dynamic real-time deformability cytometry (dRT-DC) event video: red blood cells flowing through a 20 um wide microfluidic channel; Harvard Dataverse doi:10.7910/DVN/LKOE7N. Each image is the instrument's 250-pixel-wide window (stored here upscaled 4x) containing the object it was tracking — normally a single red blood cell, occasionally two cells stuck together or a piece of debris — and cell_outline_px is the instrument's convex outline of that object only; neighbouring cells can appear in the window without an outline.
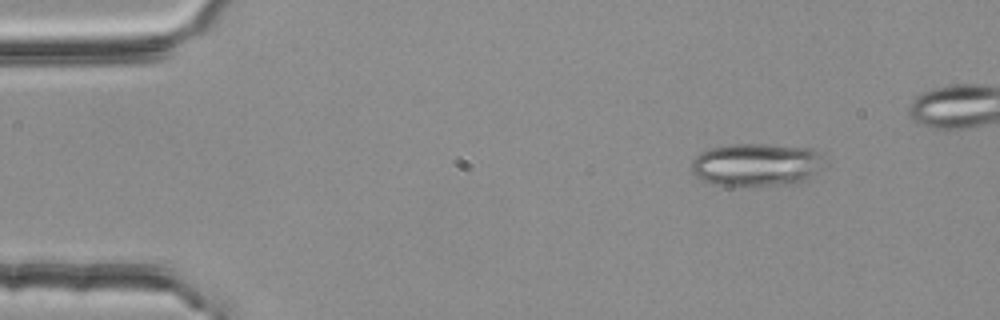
{"species": "common noctule bat (a hibernating species)", "species_latin": "Nyctalus noctula", "temperature_condition": "room temperature", "stored_images_in_passage": 49, "camera_frame_rate_fps": 3000, "um_per_image_px": 0.085, "animal": {"sex": "female", "body_mass_g": 25.1}, "frame": {"image": 1, "passage_image": 1, "time_ms": 0.0, "image_size_px": [1000, 320], "cell_outline_px": [[824, 160], [820, 168], [816, 172], [804, 180], [792, 184], [708, 184], [700, 180], [692, 172], [692, 160], [700, 152], [708, 148], [728, 144], [764, 144], [812, 148]], "centroid_in_image_um": [64.24, 13.97], "position_along_channel_um": 20.8, "area_um2": 32.83}}
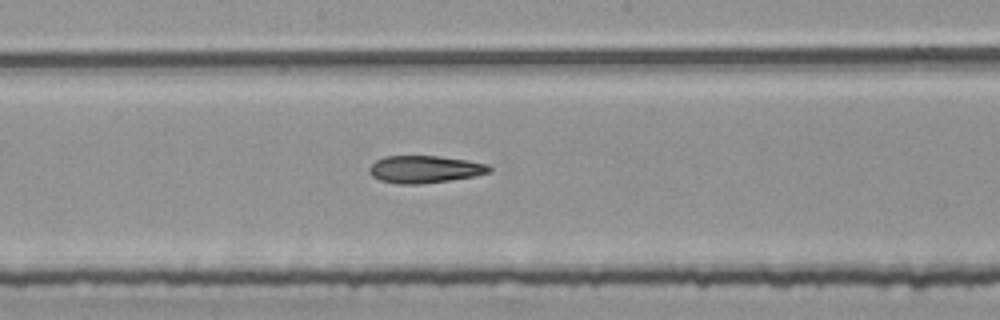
{"frame": {"image": 2, "passage_image": 23, "time_ms": 7.333, "image_size_px": [1000, 320], "cell_outline_px": [[492, 168], [488, 172], [476, 176], [420, 184], [400, 184], [380, 180], [372, 176], [368, 172], [368, 168], [376, 160], [384, 156], [436, 156], [468, 160], [488, 164]], "centroid_in_image_um": [36.08, 14.38], "position_along_channel_um": 212.1, "area_um2": 19.07}}
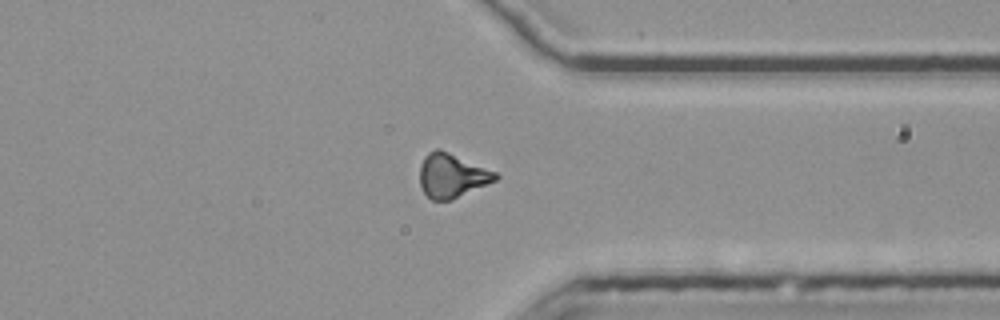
{"frame": {"image": 3, "passage_image": 36, "time_ms": 11.667, "image_size_px": [1000, 320], "cell_outline_px": [[500, 176], [496, 180], [452, 200], [432, 200], [424, 192], [420, 184], [420, 164], [424, 156], [428, 152], [436, 148], [440, 148], [496, 172]], "centroid_in_image_um": [38.39, 14.91], "position_along_channel_um": 373.0, "area_um2": 19.42}, "authors_computed_cell_mechanics": {"area_um2": 19.4208, "velocity_mm_per_s": 3.795, "shape_relaxation_time_tau1_ms": null, "shape_relaxation_time_tau2_ms": 9.6284, "deformation_change_tau1": null, "deformation_change_tau2": 0.2333}}